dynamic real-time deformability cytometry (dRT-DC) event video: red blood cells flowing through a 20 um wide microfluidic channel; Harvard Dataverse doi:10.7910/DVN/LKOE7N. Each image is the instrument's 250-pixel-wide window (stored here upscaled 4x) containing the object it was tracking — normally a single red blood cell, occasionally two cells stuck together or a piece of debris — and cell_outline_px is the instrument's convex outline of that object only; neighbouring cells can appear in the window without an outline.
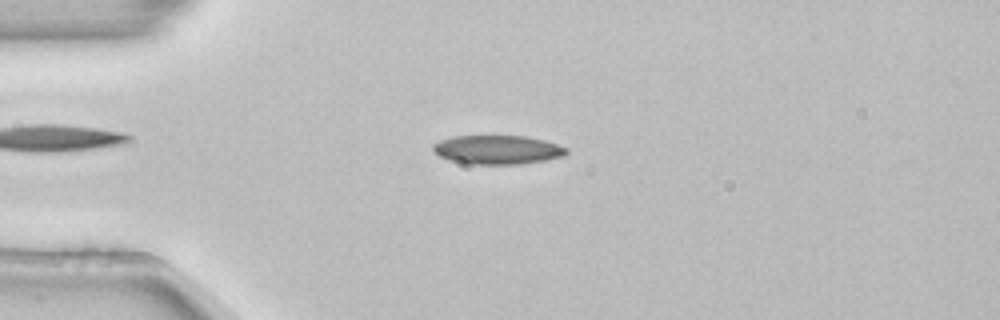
{"species": "common noctule bat (a hibernating species)", "species_latin": "Nyctalus noctula", "temperature_condition": "room temperature", "stored_images_in_passage": 6, "camera_frame_rate_fps": 3000, "um_per_image_px": 0.085, "animal": {"sex": "female", "body_mass_g": 22.7, "forearm_length_mm": 54.2}, "frame": {"image": 1, "passage_image": 3, "time_ms": 0.667, "image_size_px": [1000, 320], "cell_outline_px": [[568, 152], [564, 156], [544, 160], [520, 164], [468, 164], [452, 160], [440, 156], [432, 148], [432, 144], [440, 140], [452, 136], [524, 136], [544, 140], [568, 148]], "centroid_in_image_um": [42.29, 12.72], "position_along_channel_um": 42.7, "area_um2": 22.37}}